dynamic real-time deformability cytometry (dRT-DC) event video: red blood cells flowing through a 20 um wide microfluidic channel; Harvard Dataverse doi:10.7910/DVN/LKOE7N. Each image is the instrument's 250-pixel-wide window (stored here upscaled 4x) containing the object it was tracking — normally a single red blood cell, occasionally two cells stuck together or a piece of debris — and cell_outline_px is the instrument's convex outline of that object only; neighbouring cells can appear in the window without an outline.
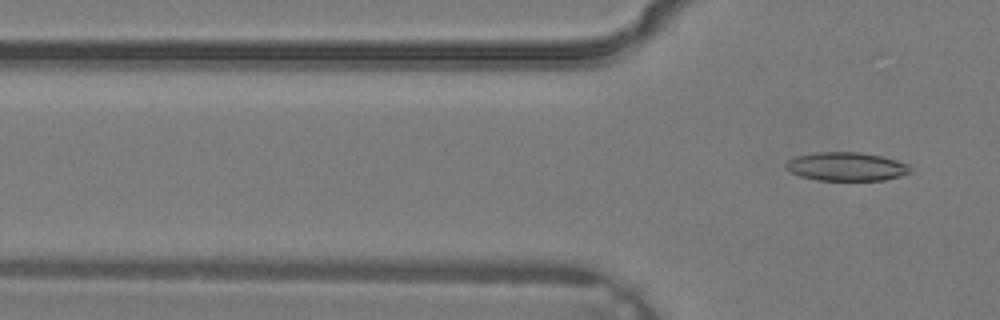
{"species": "common noctule bat (a hibernating species)", "species_latin": "Nyctalus noctula", "temperature_condition": "warm", "stored_images_in_passage": 4, "camera_frame_rate_fps": 3000, "um_per_image_px": 0.085, "animal": {"sex": "male", "body_mass_g": 19.2, "forearm_length_mm": 51.8}, "frame": {"image": 1, "passage_image": 4, "time_ms": 1.0, "image_size_px": [1000, 320], "cell_outline_px": [[912, 172], [900, 176], [884, 180], [816, 180], [800, 176], [788, 172], [784, 168], [784, 164], [788, 160], [796, 156], [816, 152], [860, 152], [880, 156], [896, 160], [908, 164]], "centroid_in_image_um": [71.89, 14.16], "position_along_channel_um": 53.9, "area_um2": 20.87}}